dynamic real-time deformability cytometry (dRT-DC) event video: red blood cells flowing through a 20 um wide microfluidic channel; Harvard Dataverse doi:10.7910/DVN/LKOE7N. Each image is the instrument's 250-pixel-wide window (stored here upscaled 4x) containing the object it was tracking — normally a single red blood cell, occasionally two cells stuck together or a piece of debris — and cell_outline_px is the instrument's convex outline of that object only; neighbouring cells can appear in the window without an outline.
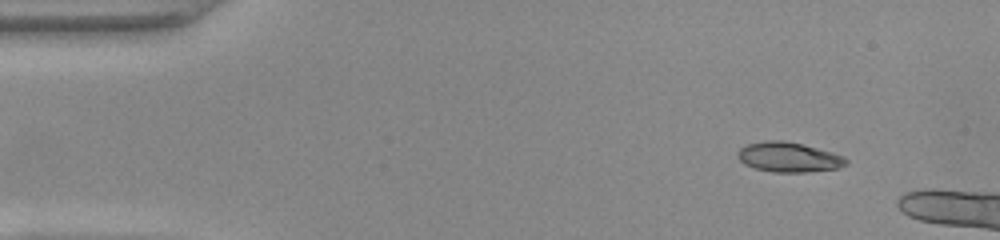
{"species": "common noctule bat (a hibernating species)", "species_latin": "Nyctalus noctula", "temperature_condition": "warm", "stored_images_in_passage": 7, "camera_frame_rate_fps": 3000, "um_per_image_px": 0.085, "animal": {"sex": "female", "body_mass_g": 22.0, "forearm_length_mm": 56.7}, "frame": {"image": 1, "passage_image": 1, "time_ms": 0.0, "image_size_px": [1000, 240], "cell_outline_px": [[848, 164], [840, 168], [804, 172], [772, 172], [756, 168], [744, 164], [736, 156], [736, 152], [740, 148], [748, 144], [764, 140], [784, 140], [832, 152], [844, 156], [848, 160]], "centroid_in_image_um": [67.03, 13.36], "position_along_channel_um": 18.0, "area_um2": 18.9}}